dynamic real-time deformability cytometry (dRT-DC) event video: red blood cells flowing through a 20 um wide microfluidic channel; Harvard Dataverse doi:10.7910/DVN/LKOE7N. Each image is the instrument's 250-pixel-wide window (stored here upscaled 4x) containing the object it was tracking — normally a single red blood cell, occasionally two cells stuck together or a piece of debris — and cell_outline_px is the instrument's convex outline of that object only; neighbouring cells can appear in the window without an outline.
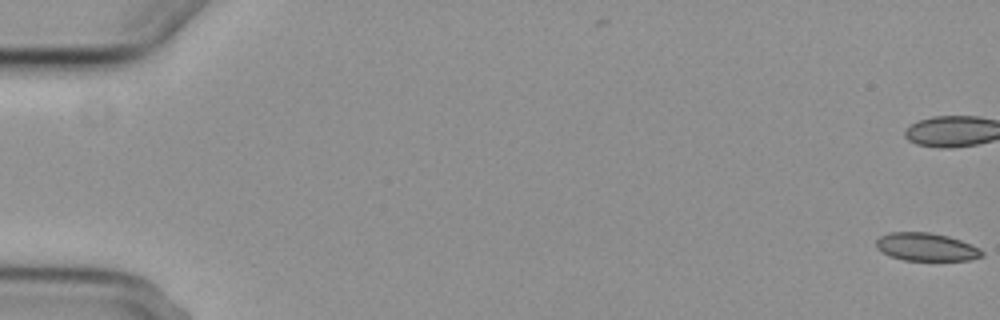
{"species": "common noctule bat (a hibernating species)", "species_latin": "Nyctalus noctula", "temperature_condition": "cold", "stored_images_in_passage": 8, "camera_frame_rate_fps": 3000, "um_per_image_px": 0.085, "animal": {"sex": "female", "body_mass_g": 29.2, "forearm_length_mm": 56.3}, "frame": {"image": 1, "passage_image": 1, "time_ms": 0.0, "image_size_px": [1000, 320], "cell_outline_px": [[984, 256], [968, 260], [904, 260], [892, 256], [876, 248], [876, 240], [880, 236], [888, 232], [928, 232], [948, 236], [972, 244], [980, 248], [984, 252]], "centroid_in_image_um": [78.76, 20.98], "position_along_channel_um": 6.2, "area_um2": 17.22}}
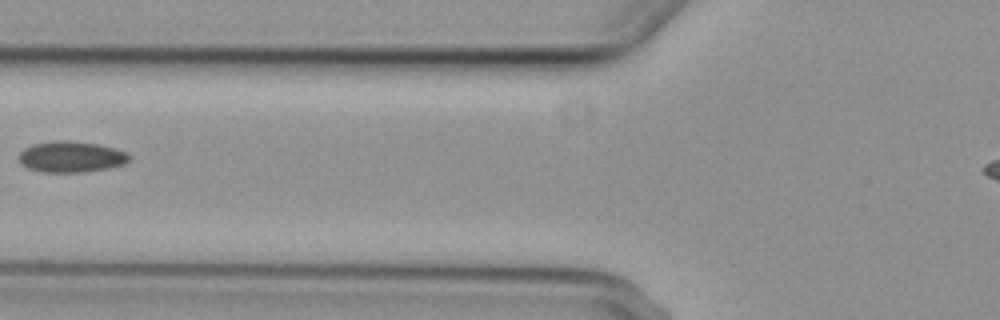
{"frame": {"image": 2, "passage_image": 7, "time_ms": 8.0, "image_size_px": [1000, 320], "cell_outline_px": [[128, 160], [124, 164], [108, 168], [84, 172], [40, 172], [28, 168], [20, 164], [20, 152], [24, 148], [32, 144], [52, 140], [68, 140], [100, 144], [116, 148], [128, 152]], "centroid_in_image_um": [6.03, 13.31], "position_along_channel_um": 119.8, "area_um2": 20.17}}